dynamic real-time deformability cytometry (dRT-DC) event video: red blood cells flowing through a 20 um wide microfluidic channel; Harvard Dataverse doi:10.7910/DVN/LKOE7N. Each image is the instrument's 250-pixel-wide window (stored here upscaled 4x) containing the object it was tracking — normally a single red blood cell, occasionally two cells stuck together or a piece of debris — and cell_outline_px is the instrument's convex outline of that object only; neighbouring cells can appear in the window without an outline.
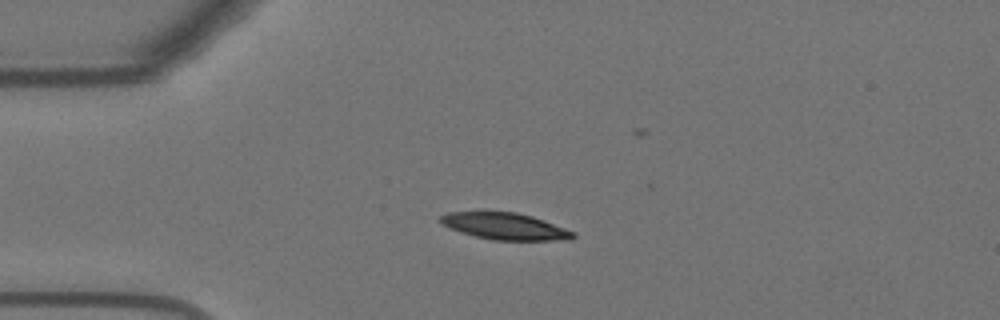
{"species": "Egyptian fruit bat (a non-hibernating species)", "species_latin": "Rousettus aegyptiacus", "temperature_condition": "warm", "stored_images_in_passage": 23, "camera_frame_rate_fps": 3000, "um_per_image_px": 0.085, "animal": {"sex": "female"}, "frame": {"image": 1, "passage_image": 13, "time_ms": 4.0, "image_size_px": [1000, 320], "cell_outline_px": [[576, 236], [572, 240], [492, 240], [460, 232], [448, 228], [440, 224], [440, 216], [448, 212], [516, 212], [532, 216], [544, 220], [576, 232]], "centroid_in_image_um": [42.94, 19.24], "position_along_channel_um": 42.1, "area_um2": 20.75}}
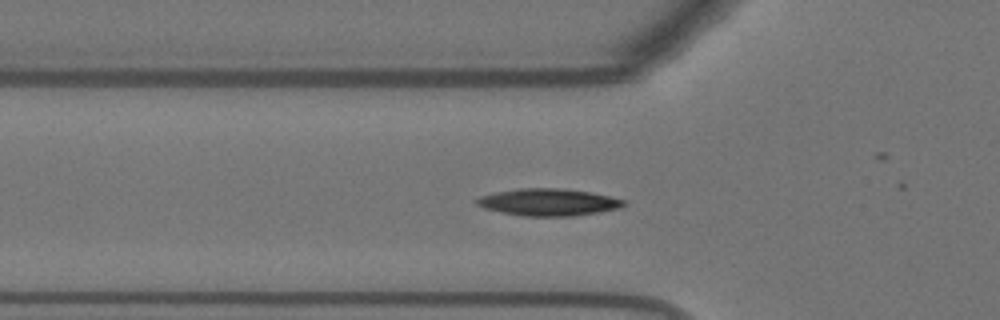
{"frame": {"image": 2, "passage_image": 18, "time_ms": 5.667, "image_size_px": [1000, 320], "cell_outline_px": [[628, 204], [620, 208], [600, 212], [572, 216], [524, 216], [500, 212], [484, 208], [476, 204], [476, 200], [480, 196], [496, 192], [520, 188], [560, 188], [592, 192], [628, 200]], "centroid_in_image_um": [46.68, 17.18], "position_along_channel_um": 79.1, "area_um2": 23.41}}
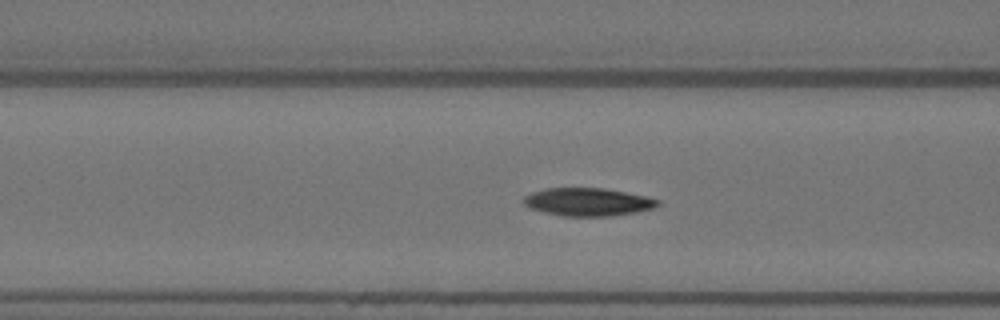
{"frame": {"image": 3, "passage_image": 21, "time_ms": 6.667, "image_size_px": [1000, 320], "cell_outline_px": [[660, 204], [656, 208], [636, 212], [612, 216], [560, 216], [544, 212], [532, 208], [524, 204], [520, 200], [524, 196], [532, 192], [544, 188], [604, 188], [648, 196], [660, 200]], "centroid_in_image_um": [49.99, 17.16], "position_along_channel_um": 116.6, "area_um2": 22.14}}